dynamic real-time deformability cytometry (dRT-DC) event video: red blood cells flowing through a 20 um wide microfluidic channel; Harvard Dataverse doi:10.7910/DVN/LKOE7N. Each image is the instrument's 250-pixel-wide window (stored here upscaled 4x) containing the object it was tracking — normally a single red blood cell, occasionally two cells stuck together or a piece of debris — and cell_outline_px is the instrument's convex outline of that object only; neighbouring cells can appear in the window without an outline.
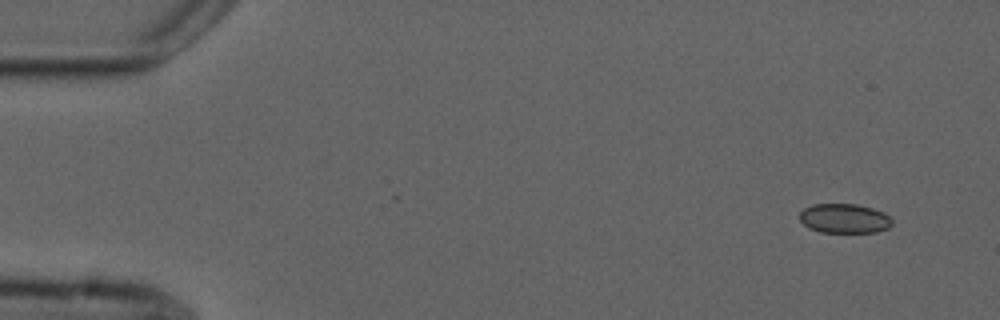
{"species": "common noctule bat (a hibernating species)", "species_latin": "Nyctalus noctula", "temperature_condition": "cold", "stored_images_in_passage": 3, "camera_frame_rate_fps": 3000, "um_per_image_px": 0.085, "animal": {"sex": "male", "forearm_length_mm": 52.5}, "frame": {"image": 1, "passage_image": 1, "time_ms": 0.0, "image_size_px": [1000, 320], "cell_outline_px": [[892, 224], [888, 228], [876, 232], [820, 232], [808, 228], [800, 220], [800, 212], [804, 208], [812, 204], [856, 204], [872, 208], [884, 212], [892, 220]], "centroid_in_image_um": [71.76, 18.57], "position_along_channel_um": 13.2, "area_um2": 15.9}}